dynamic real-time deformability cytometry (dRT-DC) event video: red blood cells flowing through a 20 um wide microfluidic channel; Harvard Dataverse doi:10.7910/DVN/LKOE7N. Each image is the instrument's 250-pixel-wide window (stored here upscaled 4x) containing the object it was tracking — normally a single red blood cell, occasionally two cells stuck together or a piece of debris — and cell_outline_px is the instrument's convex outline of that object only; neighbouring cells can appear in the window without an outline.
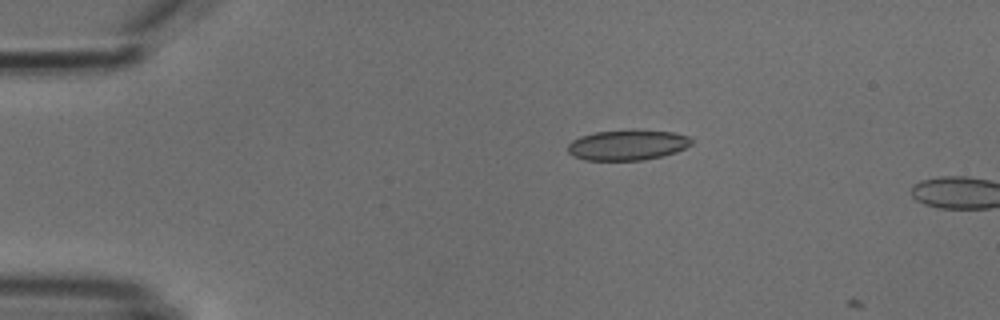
{"species": "common noctule bat (a hibernating species)", "species_latin": "Nyctalus noctula", "temperature_condition": "cold", "stored_images_in_passage": 4, "camera_frame_rate_fps": 3000, "um_per_image_px": 0.085, "animal": {"sex": "male", "body_mass_g": 18.8}, "frame": {"image": 1, "passage_image": 3, "time_ms": 3.333, "image_size_px": [1000, 320], "cell_outline_px": [[692, 144], [676, 152], [644, 160], [584, 160], [572, 156], [568, 152], [568, 144], [572, 140], [580, 136], [596, 132], [672, 132], [688, 136], [692, 140]], "centroid_in_image_um": [53.29, 12.36], "position_along_channel_um": 31.7, "area_um2": 21.15}}